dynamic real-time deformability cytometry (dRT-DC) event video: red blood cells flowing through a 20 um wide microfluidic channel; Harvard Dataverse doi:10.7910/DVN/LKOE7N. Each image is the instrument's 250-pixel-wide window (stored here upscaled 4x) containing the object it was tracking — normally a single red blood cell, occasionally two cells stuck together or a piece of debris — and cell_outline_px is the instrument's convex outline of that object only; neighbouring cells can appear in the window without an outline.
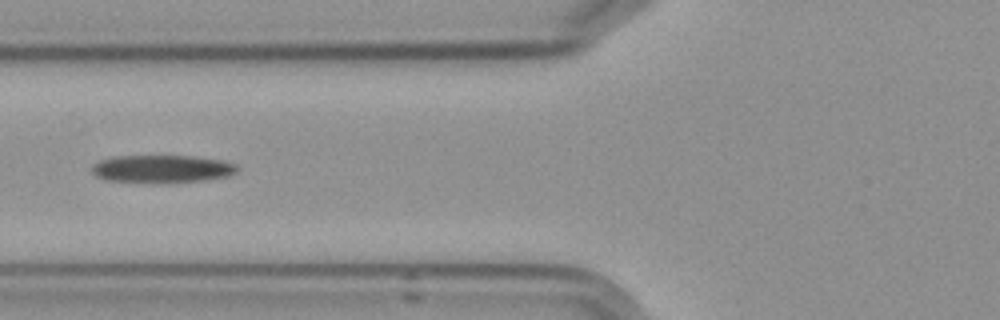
{"species": "Egyptian fruit bat (a non-hibernating species)", "species_latin": "Rousettus aegyptiacus", "temperature_condition": "cold", "stored_images_in_passage": 9, "camera_frame_rate_fps": 3000, "um_per_image_px": 0.085, "frame": {"image": 1, "passage_image": 6, "time_ms": 5.667, "image_size_px": [1000, 320], "cell_outline_px": [[240, 168], [236, 172], [228, 176], [204, 180], [108, 180], [96, 176], [92, 172], [92, 164], [100, 160], [112, 156], [196, 156], [224, 160], [236, 164]], "centroid_in_image_um": [13.82, 14.29], "position_along_channel_um": 112.0, "area_um2": 22.6}}